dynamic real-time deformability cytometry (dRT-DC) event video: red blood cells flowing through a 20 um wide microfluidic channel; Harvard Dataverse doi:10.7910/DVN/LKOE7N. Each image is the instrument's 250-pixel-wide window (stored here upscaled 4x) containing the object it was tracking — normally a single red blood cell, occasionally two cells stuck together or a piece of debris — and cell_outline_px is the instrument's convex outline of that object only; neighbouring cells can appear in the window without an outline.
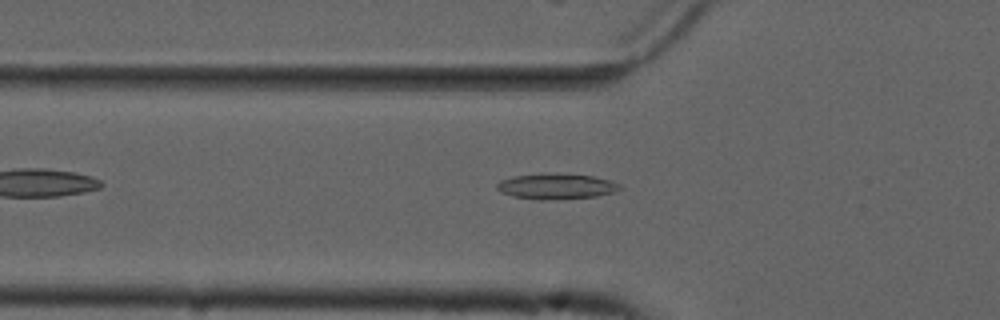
{"species": "common noctule bat (a hibernating species)", "species_latin": "Nyctalus noctula", "temperature_condition": "cold", "stored_images_in_passage": 41, "camera_frame_rate_fps": 3000, "um_per_image_px": 0.085, "animal": {"sex": "male", "forearm_length_mm": 52.5}, "frame": {"image": 1, "passage_image": 5, "time_ms": 1.333, "image_size_px": [1000, 320], "cell_outline_px": [[620, 188], [616, 192], [596, 196], [548, 200], [540, 200], [512, 196], [500, 192], [496, 188], [496, 184], [500, 180], [512, 176], [544, 172], [592, 176], [608, 180], [620, 184]], "centroid_in_image_um": [47.22, 15.83], "position_along_channel_um": 78.6, "area_um2": 18.5}}
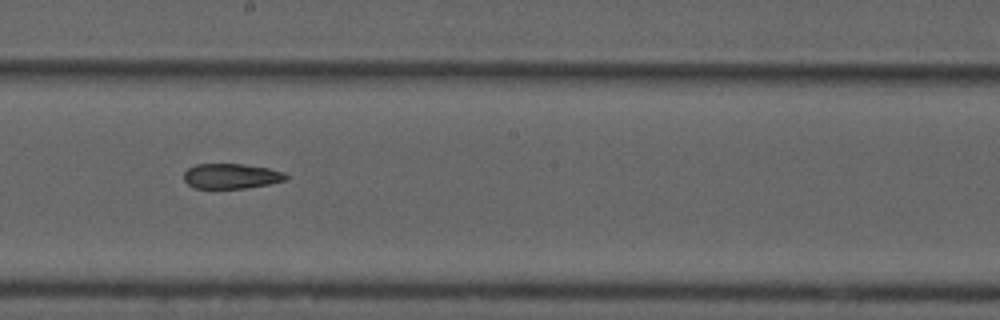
{"frame": {"image": 2, "passage_image": 17, "time_ms": 5.333, "image_size_px": [1000, 320], "cell_outline_px": [[288, 176], [284, 180], [268, 184], [248, 188], [196, 188], [188, 184], [184, 180], [184, 172], [188, 168], [196, 164], [244, 164], [268, 168], [284, 172]], "centroid_in_image_um": [19.64, 14.96], "position_along_channel_um": 228.6, "area_um2": 14.85}}
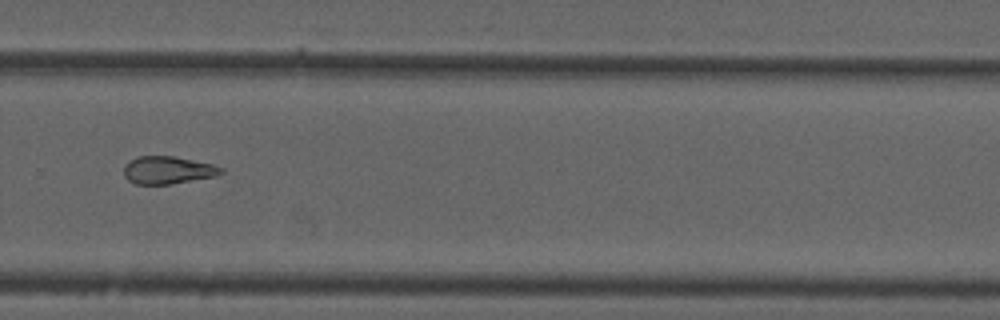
{"frame": {"image": 3, "passage_image": 24, "time_ms": 7.667, "image_size_px": [1000, 320], "cell_outline_px": [[224, 172], [216, 176], [168, 184], [136, 184], [128, 180], [124, 176], [124, 164], [140, 156], [172, 156], [212, 164], [224, 168]], "centroid_in_image_um": [14.26, 14.46], "position_along_channel_um": 315.5, "area_um2": 15.49}}